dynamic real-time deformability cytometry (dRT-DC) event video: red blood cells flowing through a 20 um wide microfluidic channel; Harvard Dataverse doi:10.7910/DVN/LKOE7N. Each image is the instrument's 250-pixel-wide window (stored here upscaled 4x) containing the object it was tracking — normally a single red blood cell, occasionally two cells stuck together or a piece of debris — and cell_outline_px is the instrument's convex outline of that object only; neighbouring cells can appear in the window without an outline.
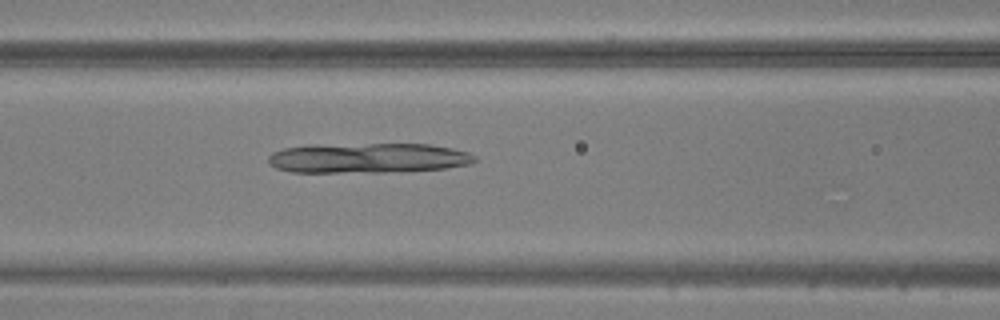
{"species": "common noctule bat (a hibernating species)", "species_latin": "Nyctalus noctula", "temperature_condition": "warm", "stored_images_in_passage": 47, "camera_frame_rate_fps": 3000, "um_per_image_px": 0.085, "animal": {"sex": "male", "body_mass_g": 20.5, "forearm_length_mm": 52.5}, "frame": {"image": 1, "passage_image": 19, "time_ms": 6.0, "image_size_px": [1000, 320], "cell_outline_px": [[476, 160], [472, 164], [444, 168], [384, 172], [292, 172], [276, 168], [268, 164], [268, 156], [272, 152], [284, 148], [308, 144], [428, 144], [452, 148], [468, 152], [476, 156]], "centroid_in_image_um": [31.24, 13.42], "position_along_channel_um": 135.4, "area_um2": 36.36}}
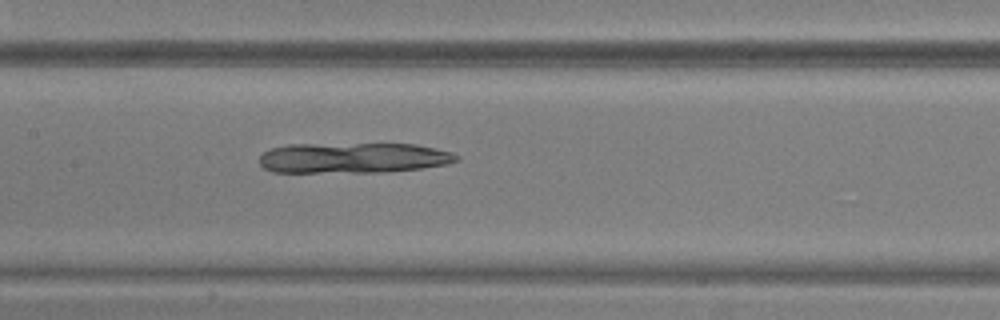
{"frame": {"image": 2, "passage_image": 22, "time_ms": 7.0, "image_size_px": [1000, 320], "cell_outline_px": [[460, 160], [448, 164], [420, 168], [388, 172], [272, 172], [264, 168], [260, 164], [260, 156], [264, 152], [272, 148], [288, 144], [416, 144], [436, 148], [452, 152], [460, 156]], "centroid_in_image_um": [30.06, 13.42], "position_along_channel_um": 177.3, "area_um2": 35.2}}